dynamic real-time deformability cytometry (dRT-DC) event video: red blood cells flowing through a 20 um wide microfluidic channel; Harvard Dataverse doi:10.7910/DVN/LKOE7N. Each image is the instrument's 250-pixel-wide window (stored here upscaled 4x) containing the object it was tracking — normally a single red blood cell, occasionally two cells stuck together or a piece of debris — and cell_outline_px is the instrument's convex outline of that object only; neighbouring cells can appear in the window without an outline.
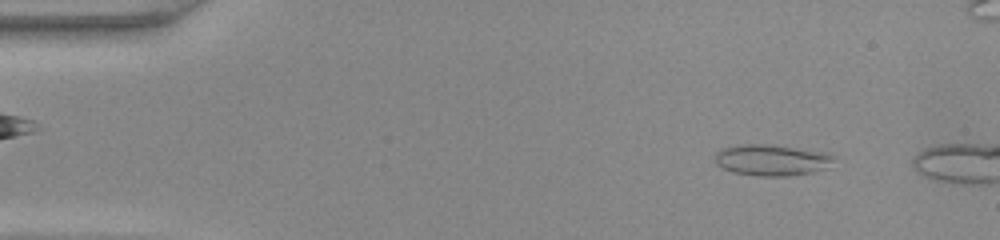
{"species": "common noctule bat (a hibernating species)", "species_latin": "Nyctalus noctula", "temperature_condition": "warm", "stored_images_in_passage": 42, "camera_frame_rate_fps": 3000, "um_per_image_px": 0.085, "animal": {"sex": "female", "body_mass_g": 22.0, "forearm_length_mm": 56.7}, "frame": {"image": 1, "passage_image": 5, "time_ms": 1.333, "image_size_px": [1000, 240], "cell_outline_px": [[832, 160], [828, 168], [812, 172], [788, 176], [760, 176], [732, 172], [720, 168], [716, 164], [716, 152], [720, 148], [740, 144], [772, 144], [828, 152], [832, 156]], "centroid_in_image_um": [65.57, 13.59], "position_along_channel_um": 19.4, "area_um2": 21.85}}
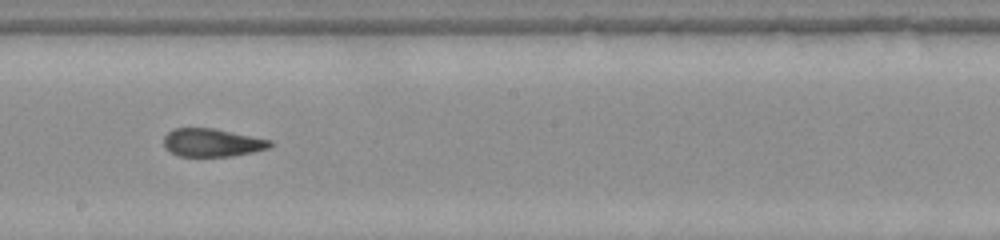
{"frame": {"image": 2, "passage_image": 26, "time_ms": 8.333, "image_size_px": [1000, 240], "cell_outline_px": [[272, 144], [268, 148], [252, 152], [232, 156], [180, 156], [164, 148], [164, 136], [172, 128], [212, 128], [272, 140]], "centroid_in_image_um": [18.0, 12.12], "position_along_channel_um": 230.2, "area_um2": 17.28}}
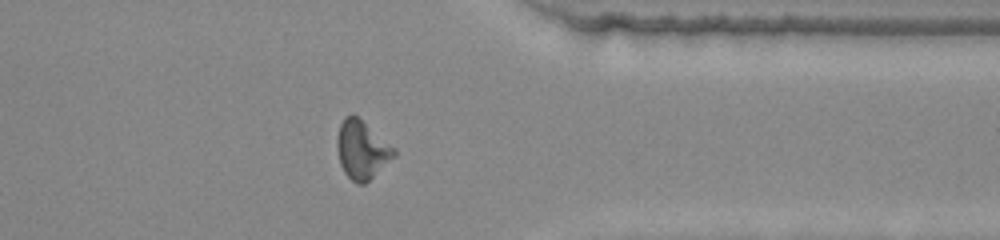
{"frame": {"image": 3, "passage_image": 37, "time_ms": 12.0, "image_size_px": [1000, 240], "cell_outline_px": [[396, 156], [364, 184], [356, 184], [344, 172], [340, 164], [336, 148], [336, 140], [340, 124], [344, 116], [352, 112], [396, 148]], "centroid_in_image_um": [30.75, 12.71], "position_along_channel_um": 380.7, "area_um2": 19.54}}